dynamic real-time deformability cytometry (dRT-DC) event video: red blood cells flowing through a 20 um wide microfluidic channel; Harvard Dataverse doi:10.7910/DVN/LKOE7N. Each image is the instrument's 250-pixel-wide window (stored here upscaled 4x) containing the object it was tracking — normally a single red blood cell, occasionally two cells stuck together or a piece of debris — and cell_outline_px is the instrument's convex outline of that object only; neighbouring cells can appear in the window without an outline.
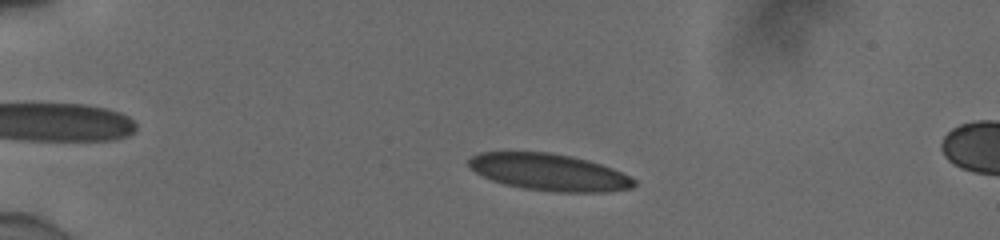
{"species": "human", "species_latin": "Homo sapiens", "temperature_condition": "cold", "stored_images_in_passage": 50, "camera_frame_rate_fps": 3000, "um_per_image_px": 0.085, "donor": {"sex": "male"}, "frame": {"image": 1, "passage_image": 9, "time_ms": 2.667, "image_size_px": [1000, 240], "cell_outline_px": [[636, 184], [632, 188], [604, 192], [556, 192], [524, 188], [504, 184], [492, 180], [476, 172], [468, 164], [468, 160], [472, 156], [480, 152], [548, 152], [588, 160], [612, 168], [636, 180]], "centroid_in_image_um": [46.68, 14.64], "position_along_channel_um": 38.3, "area_um2": 35.2}}
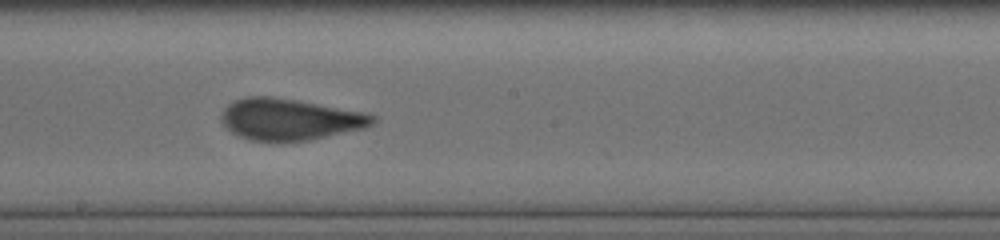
{"frame": {"image": 2, "passage_image": 28, "time_ms": 9.0, "image_size_px": [1000, 240], "cell_outline_px": [[376, 120], [372, 124], [364, 128], [308, 140], [248, 140], [232, 132], [220, 120], [220, 116], [224, 108], [228, 104], [236, 100], [248, 96], [272, 96], [296, 100], [360, 112], [376, 116]], "centroid_in_image_um": [24.58, 10.13], "position_along_channel_um": 223.6, "area_um2": 35.84}}
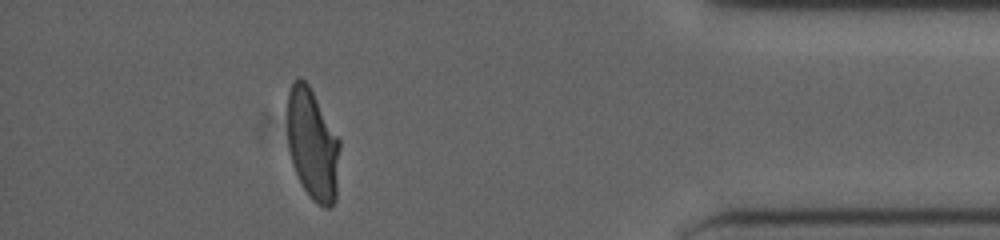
{"frame": {"image": 3, "passage_image": 45, "time_ms": 14.667, "image_size_px": [1000, 240], "cell_outline_px": [[340, 148], [336, 200], [328, 208], [324, 208], [312, 200], [304, 188], [292, 164], [288, 148], [288, 92], [296, 76], [300, 76], [308, 84], [340, 140]], "centroid_in_image_um": [26.57, 12.29], "position_along_channel_um": 408.6, "area_um2": 33.93}, "authors_computed_cell_mechanics": {"area_um2": 35.7782, "velocity_mm_per_s": 3.9013, "shape_relaxation_time_tau1_ms": 10.5687, "shape_relaxation_time_tau2_ms": 0.6299, "deformation_change_tau1": 0.2546, "deformation_change_tau2": 0.0545}}